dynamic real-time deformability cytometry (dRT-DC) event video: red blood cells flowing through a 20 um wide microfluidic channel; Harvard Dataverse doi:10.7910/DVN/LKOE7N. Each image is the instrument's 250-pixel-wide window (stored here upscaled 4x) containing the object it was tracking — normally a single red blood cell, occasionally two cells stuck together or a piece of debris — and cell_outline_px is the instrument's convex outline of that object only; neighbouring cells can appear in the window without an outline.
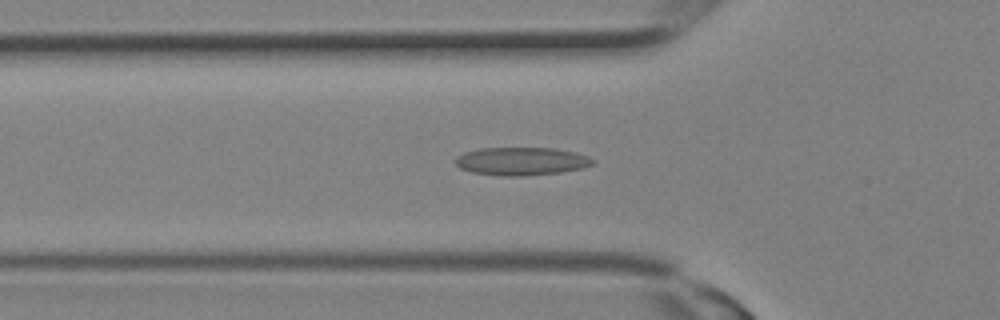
{"species": "Egyptian fruit bat (a non-hibernating species)", "species_latin": "Rousettus aegyptiacus", "temperature_condition": "room temperature", "stored_images_in_passage": 10, "camera_frame_rate_fps": 3000, "um_per_image_px": 0.085, "animal": {"sex": "female"}, "frame": {"image": 1, "passage_image": 2, "time_ms": 0.333, "image_size_px": [1000, 320], "cell_outline_px": [[592, 164], [584, 168], [560, 172], [524, 176], [504, 176], [472, 172], [460, 168], [452, 160], [456, 156], [464, 152], [484, 148], [552, 148], [576, 152], [588, 156], [592, 160]], "centroid_in_image_um": [44.28, 13.7], "position_along_channel_um": 81.5, "area_um2": 22.43}}
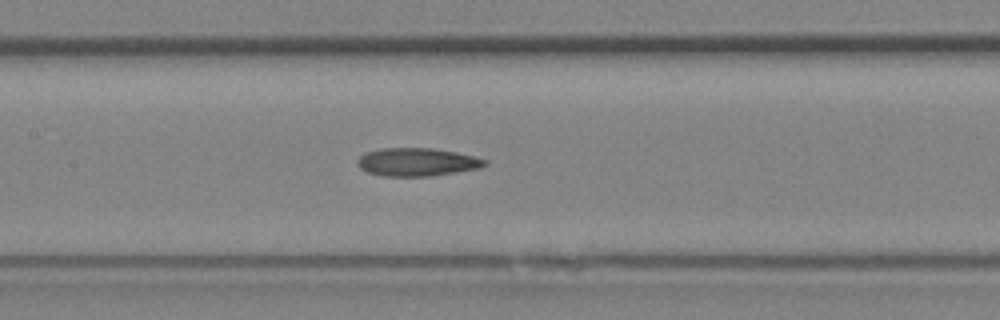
{"frame": {"image": 2, "passage_image": 6, "time_ms": 1.667, "image_size_px": [1000, 320], "cell_outline_px": [[488, 164], [480, 168], [428, 176], [384, 176], [368, 172], [360, 168], [356, 164], [356, 160], [364, 152], [380, 148], [432, 148], [456, 152], [488, 160]], "centroid_in_image_um": [35.41, 13.76], "position_along_channel_um": 172.0, "area_um2": 20.87}}
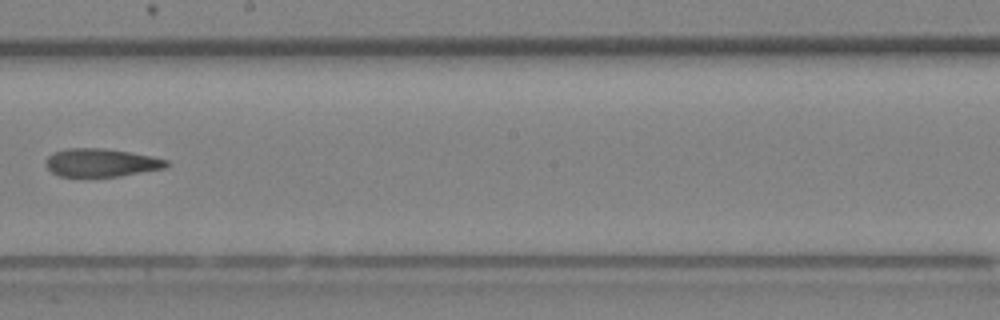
{"frame": {"image": 3, "passage_image": 9, "time_ms": 2.667, "image_size_px": [1000, 320], "cell_outline_px": [[168, 164], [164, 168], [120, 176], [60, 176], [52, 172], [44, 164], [44, 160], [52, 152], [68, 148], [104, 148], [152, 156], [168, 160]], "centroid_in_image_um": [8.55, 13.82], "position_along_channel_um": 239.6, "area_um2": 19.71}}